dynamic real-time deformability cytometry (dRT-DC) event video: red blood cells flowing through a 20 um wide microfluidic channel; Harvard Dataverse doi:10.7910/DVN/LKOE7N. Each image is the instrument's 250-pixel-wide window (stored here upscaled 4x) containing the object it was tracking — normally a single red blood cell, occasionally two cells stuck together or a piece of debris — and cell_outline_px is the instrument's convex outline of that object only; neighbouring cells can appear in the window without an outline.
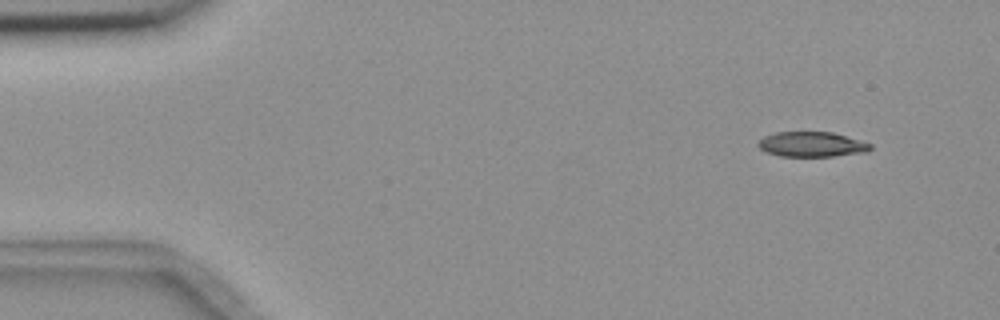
{"species": "common noctule bat (a hibernating species)", "species_latin": "Nyctalus noctula", "temperature_condition": "room temperature", "stored_images_in_passage": 5, "camera_frame_rate_fps": 3000, "um_per_image_px": 0.085, "animal": {"sex": "female", "body_mass_g": 18.4}, "frame": {"image": 1, "passage_image": 1, "time_ms": 0.0, "image_size_px": [1000, 320], "cell_outline_px": [[872, 148], [868, 152], [832, 156], [780, 156], [764, 152], [756, 144], [764, 136], [776, 132], [832, 132], [872, 144]], "centroid_in_image_um": [68.98, 12.27], "position_along_channel_um": 16.0, "area_um2": 16.36}}
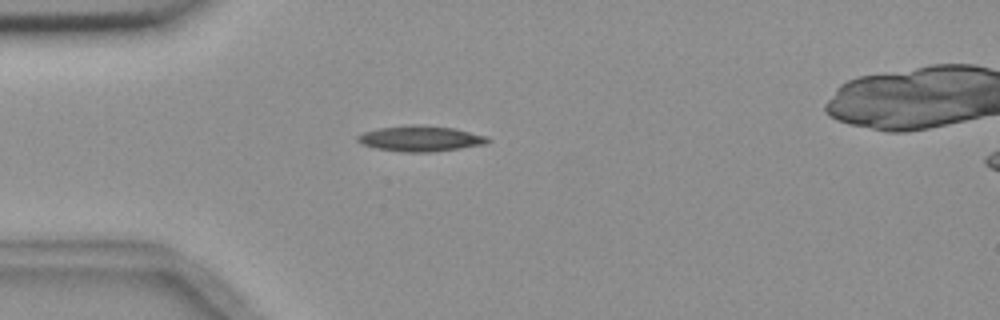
{"frame": {"image": 2, "passage_image": 4, "time_ms": 3.333, "image_size_px": [1000, 320], "cell_outline_px": [[492, 140], [488, 144], [432, 152], [400, 152], [376, 148], [360, 144], [356, 140], [356, 136], [364, 132], [380, 128], [412, 124], [416, 124], [452, 128], [488, 136]], "centroid_in_image_um": [35.74, 11.78], "position_along_channel_um": 49.3, "area_um2": 19.54}}